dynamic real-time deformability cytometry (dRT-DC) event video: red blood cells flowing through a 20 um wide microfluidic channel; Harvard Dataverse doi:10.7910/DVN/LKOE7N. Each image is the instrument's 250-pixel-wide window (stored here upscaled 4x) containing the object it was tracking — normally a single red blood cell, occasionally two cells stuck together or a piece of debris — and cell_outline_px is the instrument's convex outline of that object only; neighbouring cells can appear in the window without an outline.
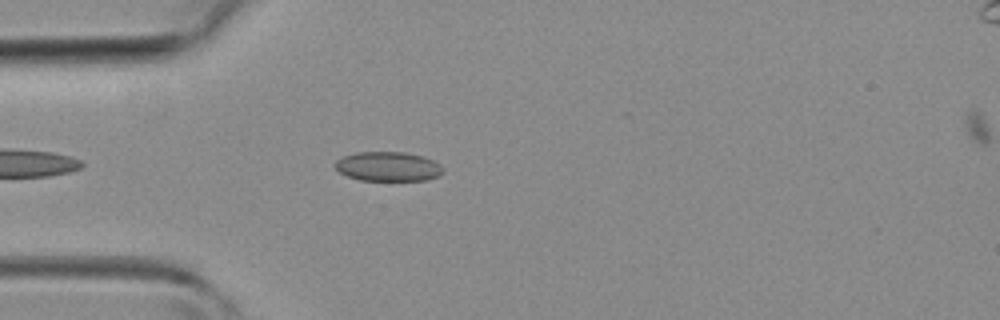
{"species": "common noctule bat (a hibernating species)", "species_latin": "Nyctalus noctula", "temperature_condition": "room temperature", "stored_images_in_passage": 8, "camera_frame_rate_fps": 3000, "um_per_image_px": 0.085, "animal": {"sex": "female", "body_mass_g": 19.3, "forearm_length_mm": 54.1}, "frame": {"image": 1, "passage_image": 4, "time_ms": 1.0, "image_size_px": [1000, 320], "cell_outline_px": [[444, 172], [440, 176], [428, 180], [360, 180], [348, 176], [340, 172], [332, 164], [336, 160], [344, 156], [356, 152], [404, 152], [424, 156], [440, 164], [444, 168]], "centroid_in_image_um": [33.01, 14.15], "position_along_channel_um": 52.0, "area_um2": 18.67}}